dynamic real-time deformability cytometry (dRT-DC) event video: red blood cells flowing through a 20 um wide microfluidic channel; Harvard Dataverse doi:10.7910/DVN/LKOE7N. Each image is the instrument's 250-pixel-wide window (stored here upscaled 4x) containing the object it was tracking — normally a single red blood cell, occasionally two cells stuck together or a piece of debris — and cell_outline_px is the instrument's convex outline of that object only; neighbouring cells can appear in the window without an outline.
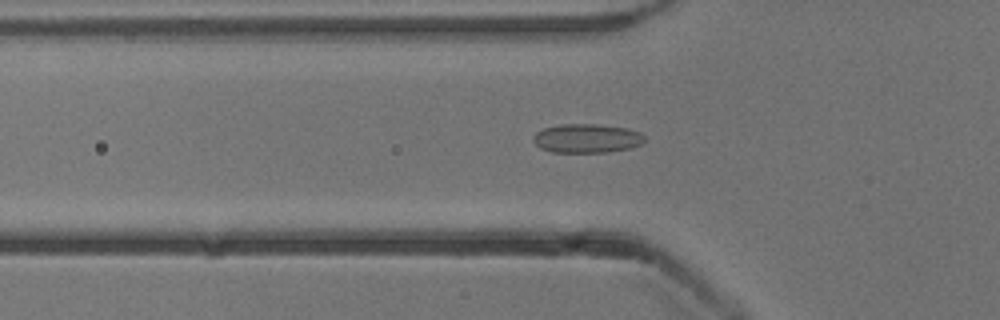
{"species": "common noctule bat (a hibernating species)", "species_latin": "Nyctalus noctula", "temperature_condition": "cold", "stored_images_in_passage": 33, "camera_frame_rate_fps": 3000, "um_per_image_px": 0.085, "animal": {"sex": "male", "body_mass_g": 13.3}, "frame": {"image": 1, "passage_image": 18, "time_ms": 5.667, "image_size_px": [1000, 320], "cell_outline_px": [[644, 140], [640, 144], [632, 148], [608, 152], [552, 152], [540, 148], [532, 140], [532, 136], [536, 132], [544, 128], [560, 124], [596, 124], [628, 128], [640, 132], [644, 136]], "centroid_in_image_um": [49.87, 11.76], "position_along_channel_um": 75.9, "area_um2": 18.9}}
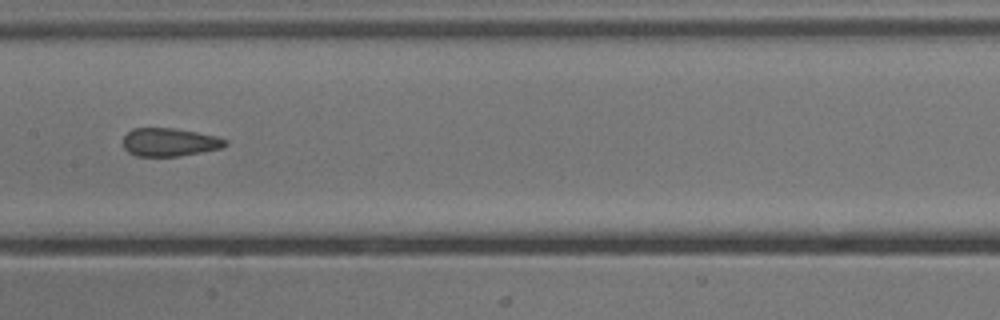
{"frame": {"image": 2, "passage_image": 27, "time_ms": 8.667, "image_size_px": [1000, 320], "cell_outline_px": [[228, 144], [220, 148], [180, 156], [136, 156], [128, 152], [124, 148], [124, 136], [132, 128], [176, 128], [216, 136], [228, 140]], "centroid_in_image_um": [14.41, 12.08], "position_along_channel_um": 193.0, "area_um2": 16.76}}
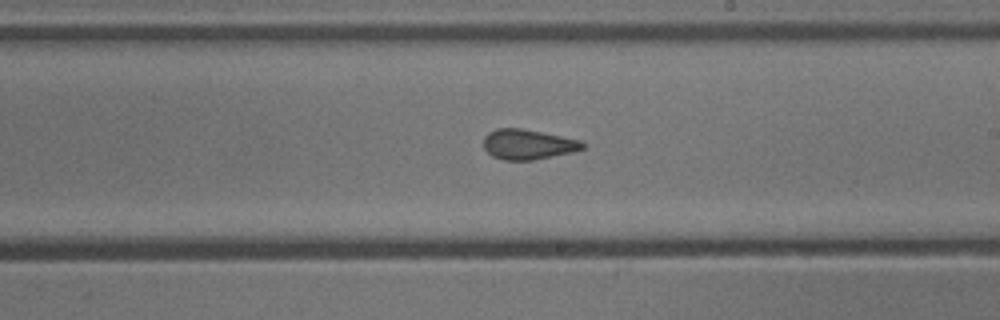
{"frame": {"image": 3, "passage_image": 31, "time_ms": 10.0, "image_size_px": [1000, 320], "cell_outline_px": [[588, 144], [584, 148], [576, 152], [532, 160], [504, 160], [492, 156], [484, 148], [484, 136], [488, 132], [496, 128], [520, 128], [580, 140]], "centroid_in_image_um": [44.9, 12.28], "position_along_channel_um": 244.1, "area_um2": 17.46}}